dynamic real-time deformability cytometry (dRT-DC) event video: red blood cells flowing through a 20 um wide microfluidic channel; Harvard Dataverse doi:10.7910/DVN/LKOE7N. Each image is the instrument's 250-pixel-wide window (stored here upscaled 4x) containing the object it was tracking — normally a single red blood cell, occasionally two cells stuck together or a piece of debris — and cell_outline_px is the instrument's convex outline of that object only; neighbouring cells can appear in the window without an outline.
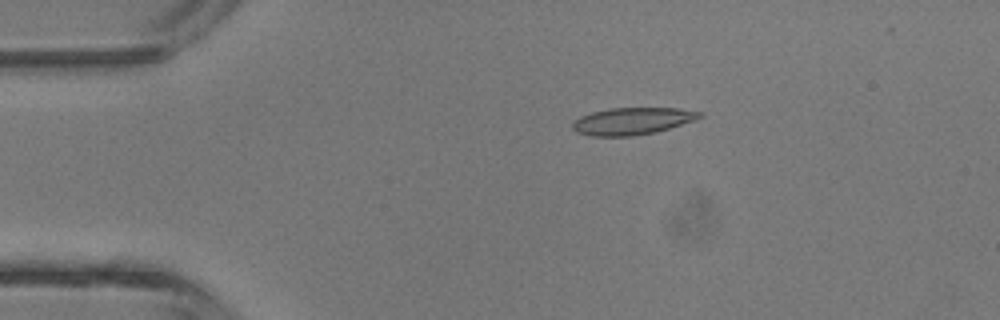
{"species": "common noctule bat (a hibernating species)", "species_latin": "Nyctalus noctula", "temperature_condition": "room temperature", "stored_images_in_passage": 4, "camera_frame_rate_fps": 3000, "um_per_image_px": 0.085, "animal": {"sex": "male", "body_mass_g": 13.3}, "frame": {"image": 1, "passage_image": 3, "time_ms": 2.333, "image_size_px": [1000, 320], "cell_outline_px": [[704, 116], [696, 120], [656, 132], [632, 136], [592, 136], [576, 132], [572, 128], [572, 120], [580, 116], [592, 112], [612, 108], [676, 108], [704, 112]], "centroid_in_image_um": [53.75, 10.29], "position_along_channel_um": 31.2, "area_um2": 20.23}}